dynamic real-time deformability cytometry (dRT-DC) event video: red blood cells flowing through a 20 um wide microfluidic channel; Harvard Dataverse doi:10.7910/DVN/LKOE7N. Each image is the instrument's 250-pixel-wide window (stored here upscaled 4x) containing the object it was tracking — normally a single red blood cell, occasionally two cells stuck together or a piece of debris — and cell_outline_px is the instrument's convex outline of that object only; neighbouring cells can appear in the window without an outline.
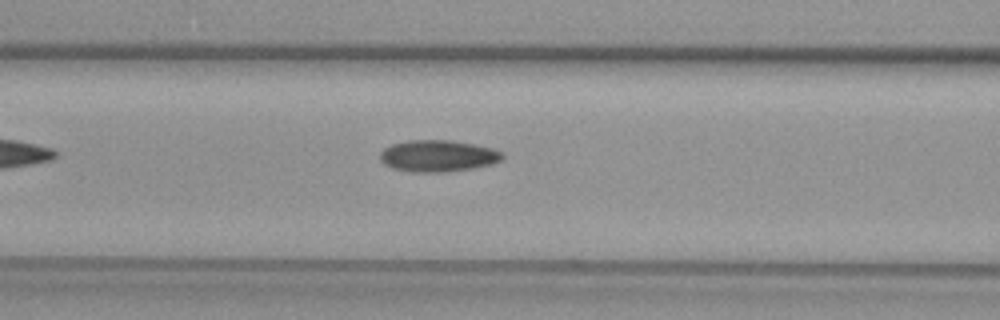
{"species": "common noctule bat (a hibernating species)", "species_latin": "Nyctalus noctula", "temperature_condition": "warm", "stored_images_in_passage": 36, "camera_frame_rate_fps": 3000, "um_per_image_px": 0.085, "animal": {"sex": "female", "body_mass_g": 29.2, "forearm_length_mm": 56.3}, "frame": {"image": 1, "passage_image": 6, "time_ms": 1.667, "image_size_px": [1000, 320], "cell_outline_px": [[504, 156], [500, 160], [492, 164], [472, 168], [444, 172], [412, 172], [392, 168], [384, 164], [380, 160], [380, 152], [384, 148], [392, 144], [408, 140], [452, 140], [492, 148], [500, 152]], "centroid_in_image_um": [37.18, 13.25], "position_along_channel_um": 129.4, "area_um2": 22.48}}
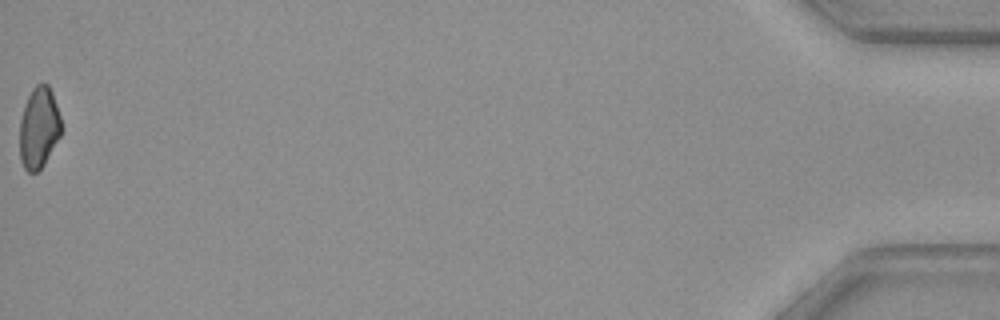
{"frame": {"image": 2, "passage_image": 36, "time_ms": 11.667, "image_size_px": [1000, 320], "cell_outline_px": [[60, 136], [44, 164], [36, 172], [28, 172], [24, 168], [20, 160], [20, 120], [24, 104], [32, 88], [36, 84], [48, 84], [52, 92], [60, 116]], "centroid_in_image_um": [3.28, 10.85], "position_along_channel_um": 431.9, "area_um2": 19.54}}